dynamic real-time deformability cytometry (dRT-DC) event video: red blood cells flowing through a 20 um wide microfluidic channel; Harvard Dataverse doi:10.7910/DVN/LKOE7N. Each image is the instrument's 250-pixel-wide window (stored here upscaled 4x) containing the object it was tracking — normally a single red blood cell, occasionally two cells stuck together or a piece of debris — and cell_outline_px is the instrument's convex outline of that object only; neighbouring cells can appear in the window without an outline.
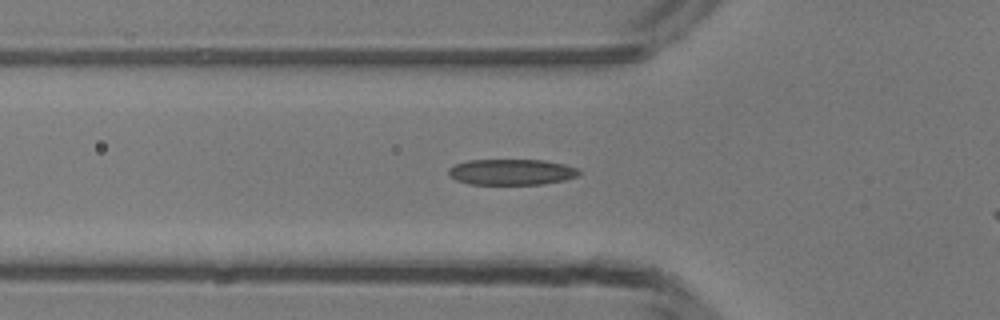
{"species": "common noctule bat (a hibernating species)", "species_latin": "Nyctalus noctula", "temperature_condition": "room temperature", "stored_images_in_passage": 28, "camera_frame_rate_fps": 3000, "um_per_image_px": 0.085, "animal": {"sex": "male", "body_mass_g": 13.3}, "frame": {"image": 1, "passage_image": 2, "time_ms": 0.333, "image_size_px": [1000, 320], "cell_outline_px": [[580, 172], [576, 176], [564, 180], [544, 184], [468, 184], [456, 180], [448, 176], [448, 168], [452, 164], [468, 160], [544, 160], [564, 164], [576, 168]], "centroid_in_image_um": [43.41, 14.62], "position_along_channel_um": 82.4, "area_um2": 19.77}}
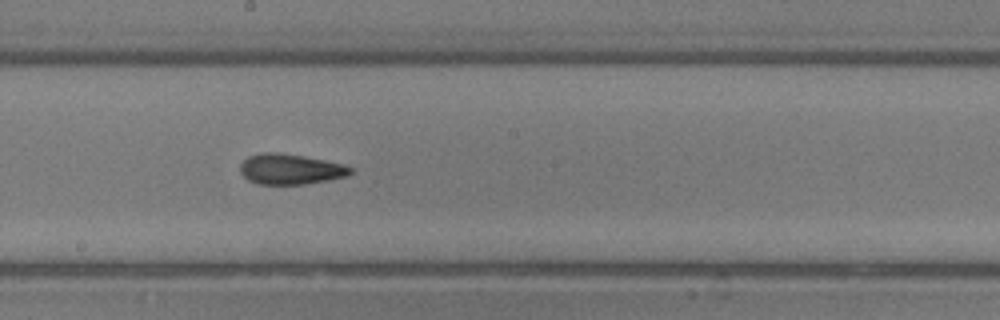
{"frame": {"image": 2, "passage_image": 12, "time_ms": 3.667, "image_size_px": [1000, 320], "cell_outline_px": [[352, 172], [348, 176], [328, 180], [304, 184], [256, 184], [248, 180], [240, 172], [240, 164], [248, 156], [264, 152], [276, 152], [304, 156], [344, 164], [352, 168]], "centroid_in_image_um": [24.68, 14.38], "position_along_channel_um": 223.5, "area_um2": 19.59}}
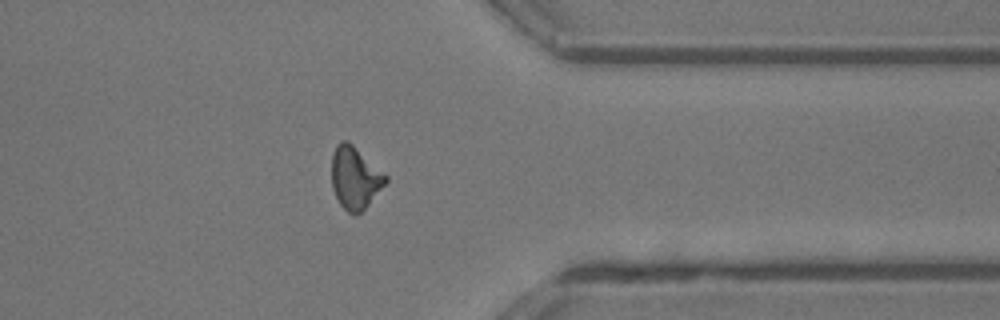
{"frame": {"image": 3, "passage_image": 24, "time_ms": 7.667, "image_size_px": [1000, 320], "cell_outline_px": [[388, 180], [368, 204], [356, 216], [352, 216], [340, 204], [332, 188], [332, 152], [336, 144], [340, 140], [348, 140], [388, 176]], "centroid_in_image_um": [30.16, 15.09], "position_along_channel_um": 381.2, "area_um2": 19.59}}